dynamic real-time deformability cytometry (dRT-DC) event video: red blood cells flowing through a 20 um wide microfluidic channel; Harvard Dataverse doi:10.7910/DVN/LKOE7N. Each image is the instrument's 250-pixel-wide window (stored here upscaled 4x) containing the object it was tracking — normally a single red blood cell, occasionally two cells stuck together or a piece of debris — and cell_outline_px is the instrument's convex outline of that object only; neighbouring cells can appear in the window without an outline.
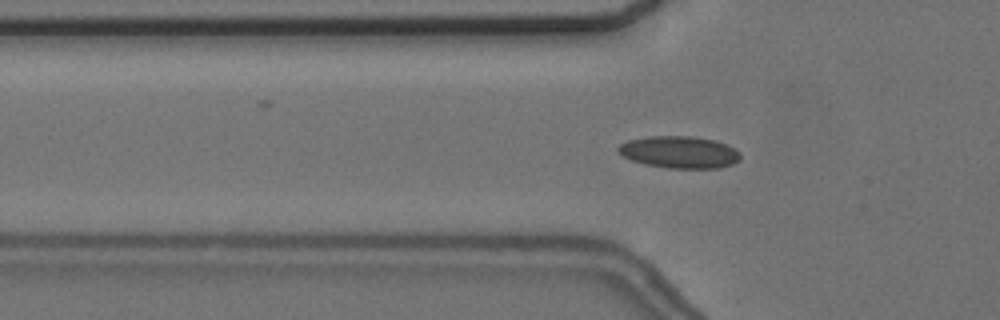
{"species": "common noctule bat (a hibernating species)", "species_latin": "Nyctalus noctula", "temperature_condition": "cold", "stored_images_in_passage": 57, "camera_frame_rate_fps": 3000, "um_per_image_px": 0.085, "animal": {"sex": "female", "body_mass_g": 24.6, "forearm_length_mm": 56.2}, "frame": {"image": 1, "passage_image": 19, "time_ms": 6.0, "image_size_px": [1000, 320], "cell_outline_px": [[740, 160], [732, 164], [720, 168], [668, 168], [644, 164], [632, 160], [616, 152], [616, 148], [620, 144], [628, 140], [648, 136], [692, 136], [716, 140], [728, 144], [740, 152]], "centroid_in_image_um": [57.75, 12.93], "position_along_channel_um": 68.0, "area_um2": 23.06}}
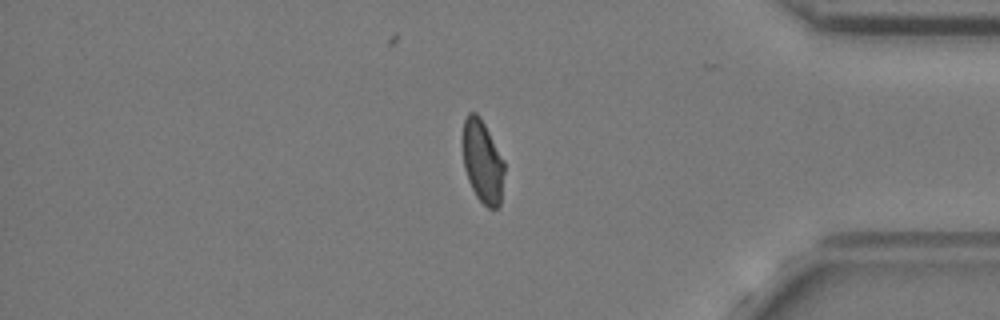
{"frame": {"image": 2, "passage_image": 48, "time_ms": 15.667, "image_size_px": [1000, 320], "cell_outline_px": [[504, 172], [500, 204], [496, 208], [488, 208], [476, 196], [468, 180], [464, 168], [464, 120], [468, 112], [476, 112], [480, 116], [504, 160]], "centroid_in_image_um": [41.03, 13.74], "position_along_channel_um": 394.2, "area_um2": 19.77}}
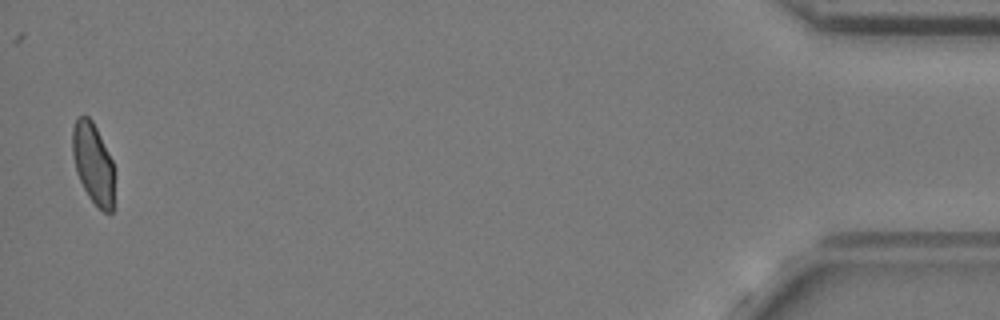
{"frame": {"image": 3, "passage_image": 56, "time_ms": 18.333, "image_size_px": [1000, 320], "cell_outline_px": [[116, 168], [112, 212], [104, 212], [88, 196], [76, 172], [72, 152], [72, 128], [76, 120], [80, 116], [88, 116], [92, 120]], "centroid_in_image_um": [7.94, 13.9], "position_along_channel_um": 427.3, "area_um2": 19.88}, "authors_computed_cell_mechanics": {"area_um2": 21.0392, "velocity_mm_per_s": 3.648, "shape_relaxation_time_tau1_ms": 9.4287, "shape_relaxation_time_tau2_ms": 1.889, "deformation_change_tau1": 0.1748, "deformation_change_tau2": 0.0734}}